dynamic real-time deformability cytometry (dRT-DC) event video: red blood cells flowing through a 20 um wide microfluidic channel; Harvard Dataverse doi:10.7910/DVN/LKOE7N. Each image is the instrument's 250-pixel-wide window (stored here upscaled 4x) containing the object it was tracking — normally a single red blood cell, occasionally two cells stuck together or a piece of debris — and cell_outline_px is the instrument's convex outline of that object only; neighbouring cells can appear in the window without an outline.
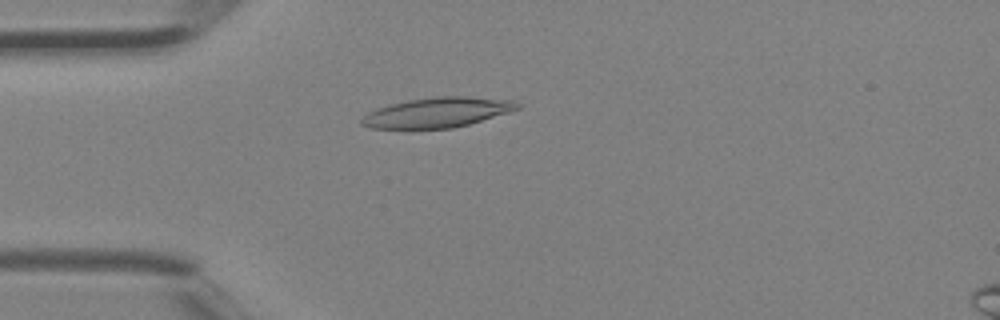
{"species": "Egyptian fruit bat (a non-hibernating species)", "species_latin": "Rousettus aegyptiacus", "temperature_condition": "room temperature", "stored_images_in_passage": 35, "camera_frame_rate_fps": 3000, "um_per_image_px": 0.085, "animal": {"sex": "female"}, "frame": {"image": 1, "passage_image": 6, "time_ms": 1.667, "image_size_px": [1000, 320], "cell_outline_px": [[520, 108], [508, 112], [468, 124], [452, 128], [372, 128], [360, 124], [360, 120], [368, 112], [376, 108], [388, 104], [408, 100], [436, 96], [468, 96], [516, 100], [520, 104]], "centroid_in_image_um": [37.17, 9.54], "position_along_channel_um": 47.8, "area_um2": 27.17}}
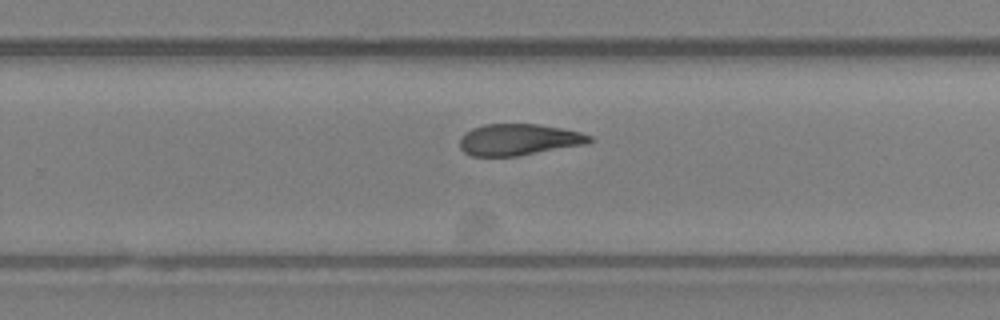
{"frame": {"image": 2, "passage_image": 21, "time_ms": 6.667, "image_size_px": [1000, 320], "cell_outline_px": [[592, 140], [584, 144], [516, 156], [472, 156], [464, 152], [460, 148], [460, 136], [464, 132], [472, 128], [484, 124], [536, 124], [560, 128], [580, 132], [592, 136]], "centroid_in_image_um": [44.03, 11.86], "position_along_channel_um": 285.8, "area_um2": 23.58}}
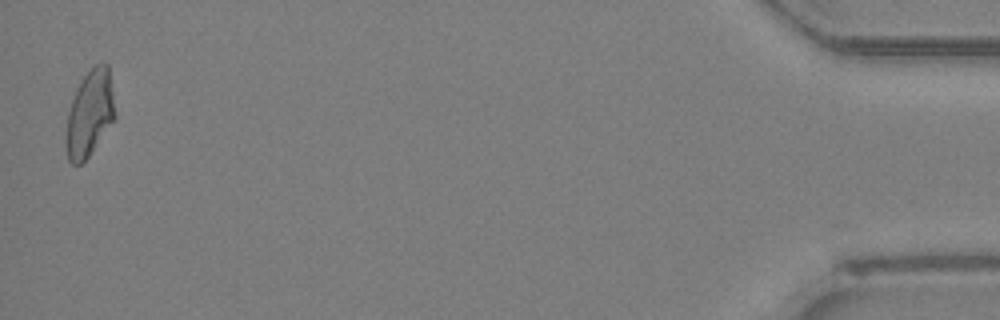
{"frame": {"image": 3, "passage_image": 35, "time_ms": 11.333, "image_size_px": [1000, 320], "cell_outline_px": [[116, 116], [88, 156], [80, 164], [72, 164], [68, 160], [68, 112], [76, 88], [84, 76], [96, 64], [104, 60], [108, 64]], "centroid_in_image_um": [7.66, 9.57], "position_along_channel_um": 427.5, "area_um2": 23.76}}